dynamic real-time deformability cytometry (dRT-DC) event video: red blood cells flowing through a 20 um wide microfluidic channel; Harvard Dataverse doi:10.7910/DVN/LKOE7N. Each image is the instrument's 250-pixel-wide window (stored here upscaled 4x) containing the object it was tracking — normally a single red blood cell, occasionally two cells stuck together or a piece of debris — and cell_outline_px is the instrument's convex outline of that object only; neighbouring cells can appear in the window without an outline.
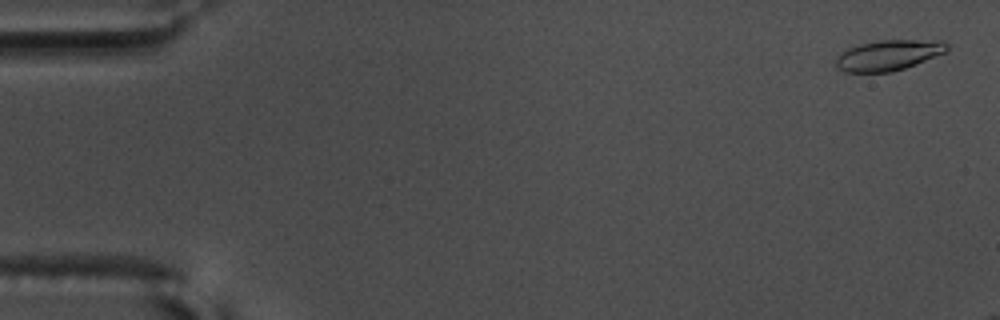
{"species": "common noctule bat (a hibernating species)", "species_latin": "Nyctalus noctula", "temperature_condition": "warm", "stored_images_in_passage": 8, "camera_frame_rate_fps": 3000, "um_per_image_px": 0.085, "animal": {"sex": "male", "body_mass_g": 17.5, "forearm_length_mm": 52.3}, "frame": {"image": 1, "passage_image": 2, "time_ms": 0.333, "image_size_px": [1000, 320], "cell_outline_px": [[948, 48], [944, 52], [916, 64], [892, 72], [844, 72], [836, 68], [836, 56], [848, 48], [860, 44], [880, 40], [944, 40], [948, 44]], "centroid_in_image_um": [75.49, 4.69], "position_along_channel_um": 9.5, "area_um2": 19.71}}